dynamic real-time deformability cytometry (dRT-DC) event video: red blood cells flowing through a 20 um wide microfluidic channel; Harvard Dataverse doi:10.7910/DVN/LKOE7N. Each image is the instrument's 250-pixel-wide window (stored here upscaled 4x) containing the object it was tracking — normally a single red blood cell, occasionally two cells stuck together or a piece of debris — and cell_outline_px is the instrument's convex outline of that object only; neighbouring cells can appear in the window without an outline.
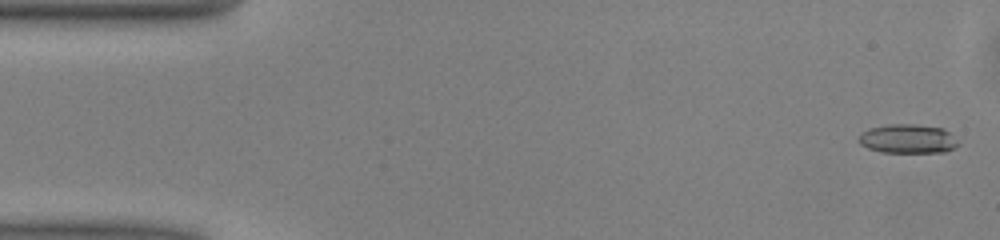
{"species": "common noctule bat (a hibernating species)", "species_latin": "Nyctalus noctula", "temperature_condition": "warm", "stored_images_in_passage": 50, "camera_frame_rate_fps": 3000, "um_per_image_px": 0.085, "animal": {"sex": "male", "body_mass_g": 13.0, "forearm_length_mm": 53.1}, "frame": {"image": 1, "passage_image": 2, "time_ms": 0.333, "image_size_px": [1000, 240], "cell_outline_px": [[960, 144], [956, 148], [944, 152], [880, 152], [868, 148], [860, 144], [856, 140], [860, 132], [868, 128], [888, 124], [916, 124], [944, 128]], "centroid_in_image_um": [77.12, 11.79], "position_along_channel_um": 7.9, "area_um2": 17.11}}
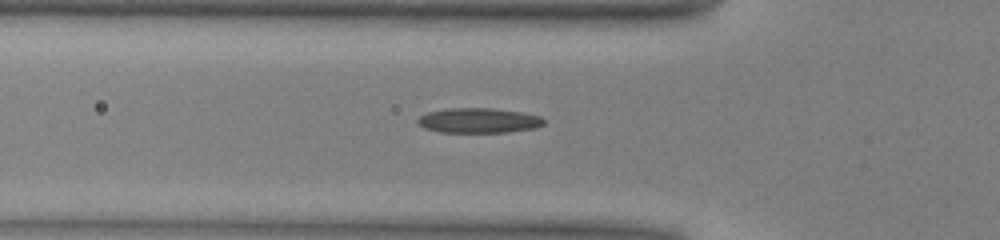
{"frame": {"image": 2, "passage_image": 17, "time_ms": 5.333, "image_size_px": [1000, 240], "cell_outline_px": [[544, 124], [536, 128], [508, 132], [440, 132], [424, 128], [416, 120], [420, 116], [428, 112], [448, 108], [492, 108], [520, 112], [540, 116], [544, 120]], "centroid_in_image_um": [40.69, 10.24], "position_along_channel_um": 85.1, "area_um2": 18.26}}
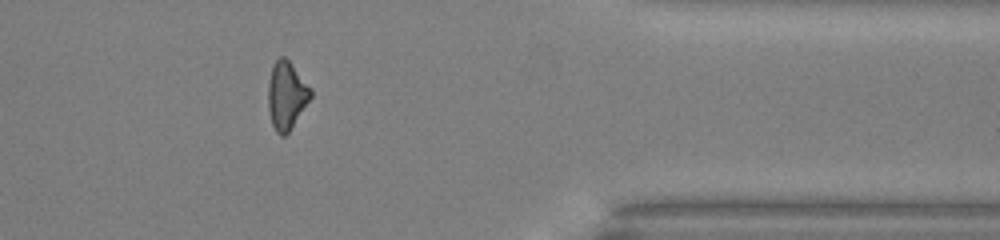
{"frame": {"image": 3, "passage_image": 41, "time_ms": 13.333, "image_size_px": [1000, 240], "cell_outline_px": [[312, 96], [288, 132], [284, 136], [280, 136], [276, 132], [272, 124], [268, 112], [268, 84], [272, 64], [280, 56], [284, 56], [288, 60], [312, 88]], "centroid_in_image_um": [24.34, 8.1], "position_along_channel_um": 387.1, "area_um2": 16.82}, "authors_computed_cell_mechanics": {"area_um2": 17.2533, "velocity_mm_per_s": 4.0845, "shape_relaxation_time_tau1_ms": null, "shape_relaxation_time_tau2_ms": 8.3506, "deformation_change_tau1": null, "deformation_change_tau2": 0.224}}